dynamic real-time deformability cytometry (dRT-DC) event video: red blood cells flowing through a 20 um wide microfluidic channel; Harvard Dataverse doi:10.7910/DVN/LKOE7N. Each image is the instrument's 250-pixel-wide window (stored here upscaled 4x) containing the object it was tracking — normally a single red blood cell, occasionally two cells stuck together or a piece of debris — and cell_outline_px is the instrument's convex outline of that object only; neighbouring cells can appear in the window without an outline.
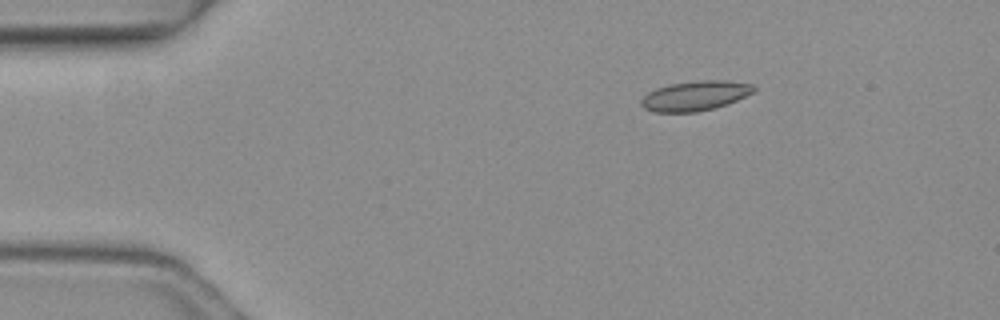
{"species": "common noctule bat (a hibernating species)", "species_latin": "Nyctalus noctula", "temperature_condition": "warm", "stored_images_in_passage": 3, "camera_frame_rate_fps": 3000, "um_per_image_px": 0.085, "animal": {"sex": "female", "body_mass_g": 19.3, "forearm_length_mm": 54.1}, "frame": {"image": 1, "passage_image": 3, "time_ms": 0.667, "image_size_px": [1000, 320], "cell_outline_px": [[756, 88], [752, 92], [736, 100], [716, 108], [696, 112], [656, 112], [644, 108], [640, 104], [640, 100], [648, 92], [656, 88], [668, 84], [700, 80], [728, 80], [752, 84]], "centroid_in_image_um": [59.06, 8.13], "position_along_channel_um": 25.9, "area_um2": 19.54}}